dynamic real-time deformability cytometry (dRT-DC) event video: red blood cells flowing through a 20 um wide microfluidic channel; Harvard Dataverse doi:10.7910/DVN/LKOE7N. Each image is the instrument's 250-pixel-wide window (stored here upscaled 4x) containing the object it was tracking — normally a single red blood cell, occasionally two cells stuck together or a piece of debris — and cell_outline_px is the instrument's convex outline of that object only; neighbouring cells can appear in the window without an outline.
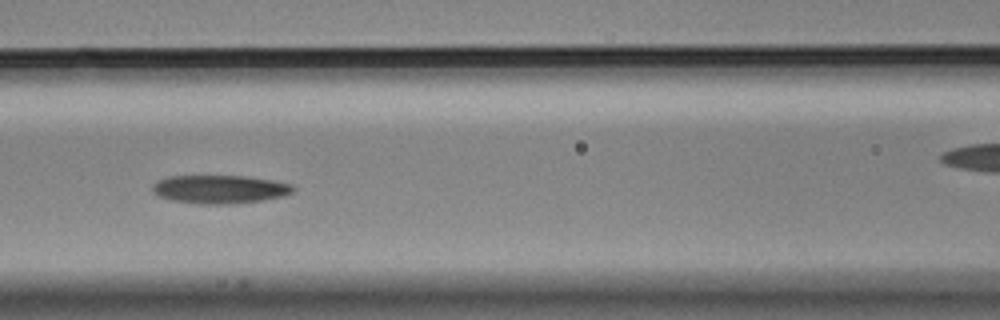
{"species": "Egyptian fruit bat (a non-hibernating species)", "species_latin": "Rousettus aegyptiacus", "temperature_condition": "cold", "stored_images_in_passage": 14, "camera_frame_rate_fps": 3000, "um_per_image_px": 0.085, "animal": {"sex": "male"}, "frame": {"image": 1, "passage_image": 5, "time_ms": 1.333, "image_size_px": [1000, 320], "cell_outline_px": [[296, 188], [292, 192], [284, 196], [264, 200], [232, 204], [200, 204], [172, 200], [160, 196], [152, 188], [152, 184], [168, 176], [248, 176], [272, 180], [292, 184]], "centroid_in_image_um": [18.74, 16.08], "position_along_channel_um": 147.9, "area_um2": 23.24}}
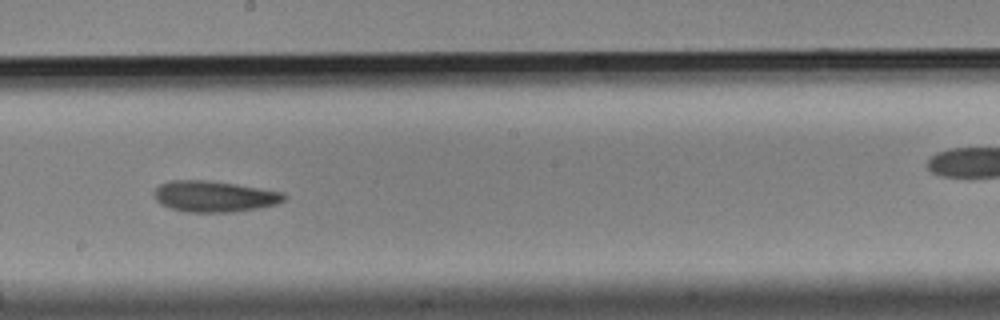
{"frame": {"image": 2, "passage_image": 7, "time_ms": 2.0, "image_size_px": [1000, 320], "cell_outline_px": [[284, 200], [276, 204], [256, 208], [232, 212], [184, 212], [168, 208], [160, 204], [156, 200], [152, 192], [160, 184], [172, 180], [208, 180], [236, 184], [284, 192]], "centroid_in_image_um": [18.15, 16.69], "position_along_channel_um": 230.1, "area_um2": 23.58}}